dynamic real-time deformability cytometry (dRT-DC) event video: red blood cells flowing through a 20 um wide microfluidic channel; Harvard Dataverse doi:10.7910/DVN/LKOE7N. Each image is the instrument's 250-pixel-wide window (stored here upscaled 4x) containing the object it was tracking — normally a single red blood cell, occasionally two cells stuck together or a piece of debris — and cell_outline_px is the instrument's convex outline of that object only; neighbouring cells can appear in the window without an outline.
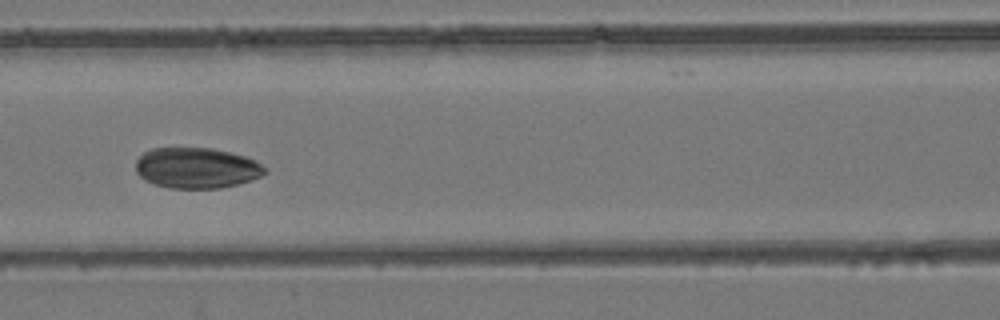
{"species": "common noctule bat (a hibernating species)", "species_latin": "Nyctalus noctula", "temperature_condition": "room temperature", "stored_images_in_passage": 8, "camera_frame_rate_fps": 3000, "um_per_image_px": 0.085, "animal": {"sex": "female", "body_mass_g": 24.6, "forearm_length_mm": 56.2}, "frame": {"image": 1, "passage_image": 7, "time_ms": 2.0, "image_size_px": [1000, 320], "cell_outline_px": [[268, 172], [260, 176], [236, 184], [220, 188], [168, 188], [144, 180], [136, 172], [136, 160], [144, 152], [152, 148], [212, 148], [244, 156], [256, 160], [268, 168]], "centroid_in_image_um": [16.71, 14.27], "position_along_channel_um": 149.9, "area_um2": 30.58}}